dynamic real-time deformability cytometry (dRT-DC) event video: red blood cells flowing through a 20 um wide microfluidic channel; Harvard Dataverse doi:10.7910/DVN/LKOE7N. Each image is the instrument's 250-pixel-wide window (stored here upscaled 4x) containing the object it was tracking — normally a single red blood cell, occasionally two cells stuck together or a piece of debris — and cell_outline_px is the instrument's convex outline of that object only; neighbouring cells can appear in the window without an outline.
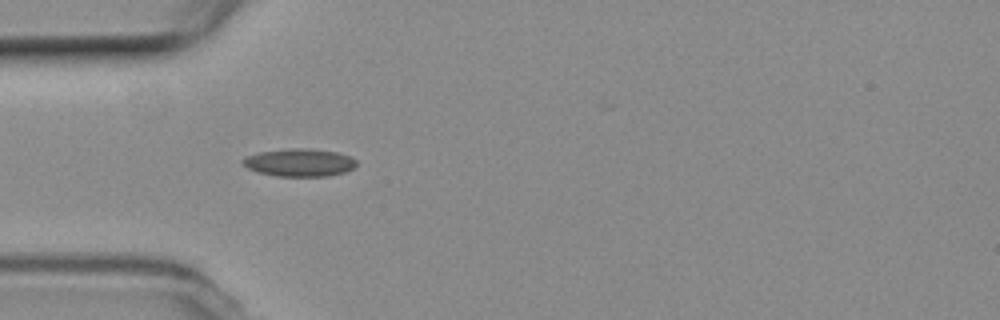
{"species": "common noctule bat (a hibernating species)", "species_latin": "Nyctalus noctula", "temperature_condition": "room temperature", "stored_images_in_passage": 42, "camera_frame_rate_fps": 3000, "um_per_image_px": 0.085, "animal": {"sex": "female", "body_mass_g": 19.3, "forearm_length_mm": 54.1}, "frame": {"image": 1, "passage_image": 14, "time_ms": 4.333, "image_size_px": [1000, 320], "cell_outline_px": [[356, 164], [352, 168], [344, 172], [328, 176], [276, 176], [260, 172], [248, 168], [240, 160], [248, 156], [260, 152], [292, 148], [304, 148], [336, 152], [348, 156], [356, 160]], "centroid_in_image_um": [25.45, 13.82], "position_along_channel_um": 59.6, "area_um2": 18.03}}
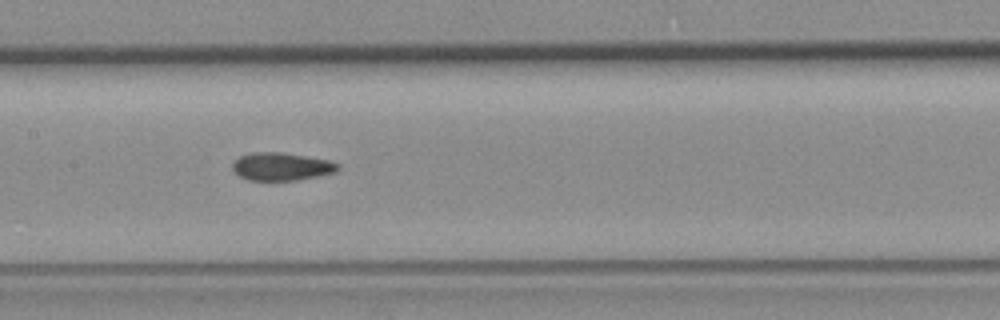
{"frame": {"image": 2, "passage_image": 24, "time_ms": 7.667, "image_size_px": [1000, 320], "cell_outline_px": [[340, 168], [336, 172], [296, 180], [248, 180], [240, 176], [232, 168], [232, 164], [240, 156], [252, 152], [280, 152], [328, 160], [340, 164]], "centroid_in_image_um": [23.93, 14.15], "position_along_channel_um": 183.5, "area_um2": 16.94}}
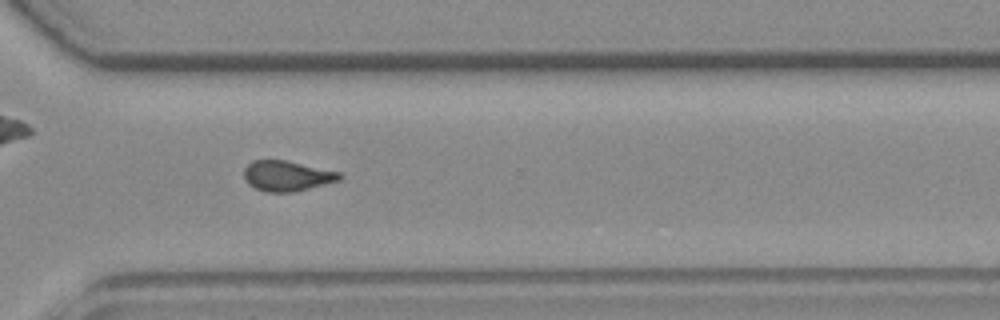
{"frame": {"image": 3, "passage_image": 37, "time_ms": 12.0, "image_size_px": [1000, 320], "cell_outline_px": [[344, 176], [340, 180], [292, 192], [264, 192], [248, 184], [244, 180], [244, 168], [252, 160], [288, 160], [340, 172]], "centroid_in_image_um": [24.38, 14.94], "position_along_channel_um": 346.2, "area_um2": 16.99}}